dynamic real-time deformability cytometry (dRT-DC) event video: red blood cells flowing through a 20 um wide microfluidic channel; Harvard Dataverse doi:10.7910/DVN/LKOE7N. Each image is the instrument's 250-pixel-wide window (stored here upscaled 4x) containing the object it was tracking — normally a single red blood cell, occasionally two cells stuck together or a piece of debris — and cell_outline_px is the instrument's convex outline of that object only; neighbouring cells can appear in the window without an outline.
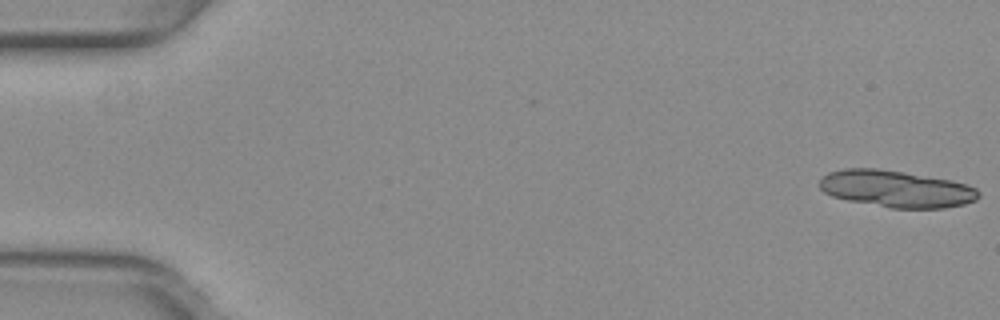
{"species": "common noctule bat (a hibernating species)", "species_latin": "Nyctalus noctula", "temperature_condition": "warm", "stored_images_in_passage": 15, "camera_frame_rate_fps": 3000, "um_per_image_px": 0.085, "animal": {"sex": "female", "body_mass_g": 29.2, "forearm_length_mm": 56.3}, "frame": {"image": 1, "passage_image": 1, "time_ms": 0.0, "image_size_px": [1000, 320], "cell_outline_px": [[980, 196], [976, 200], [964, 204], [944, 208], [892, 208], [848, 200], [832, 196], [824, 192], [820, 188], [820, 180], [828, 172], [844, 168], [880, 168], [952, 180], [968, 184], [976, 188], [980, 192]], "centroid_in_image_um": [76.21, 16.04], "position_along_channel_um": 8.8, "area_um2": 34.28}}